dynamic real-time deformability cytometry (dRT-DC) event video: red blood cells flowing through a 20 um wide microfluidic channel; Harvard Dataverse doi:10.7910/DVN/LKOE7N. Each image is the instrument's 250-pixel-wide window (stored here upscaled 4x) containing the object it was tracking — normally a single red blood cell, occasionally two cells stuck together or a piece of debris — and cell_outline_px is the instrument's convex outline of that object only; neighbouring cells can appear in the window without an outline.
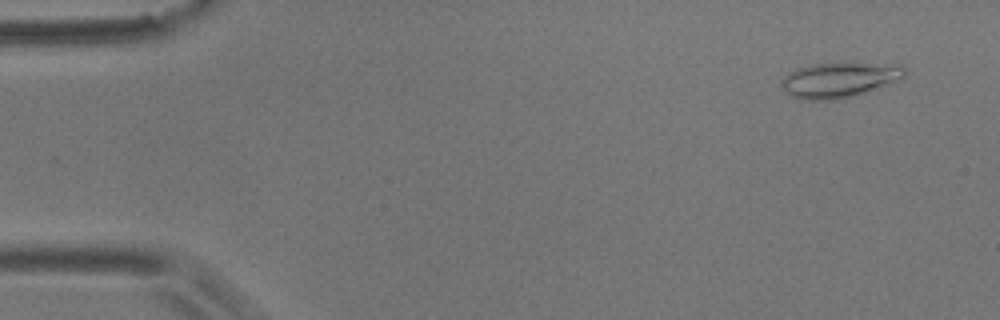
{"species": "common noctule bat (a hibernating species)", "species_latin": "Nyctalus noctula", "temperature_condition": "room temperature", "stored_images_in_passage": 7, "camera_frame_rate_fps": 3000, "um_per_image_px": 0.085, "animal": {"sex": "male", "body_mass_g": 17.9}, "frame": {"image": 1, "passage_image": 2, "time_ms": 0.333, "image_size_px": [1000, 320], "cell_outline_px": [[908, 72], [904, 76], [880, 88], [868, 92], [852, 96], [832, 100], [800, 100], [792, 96], [780, 84], [784, 76], [796, 68], [812, 64], [844, 60], [856, 60], [900, 64]], "centroid_in_image_um": [71.4, 6.72], "position_along_channel_um": 13.6, "area_um2": 26.41}}
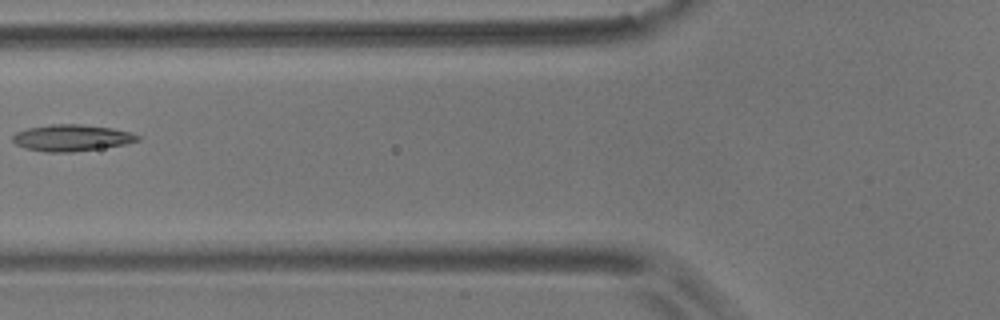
{"frame": {"image": 2, "passage_image": 6, "time_ms": 1.667, "image_size_px": [1000, 320], "cell_outline_px": [[140, 140], [124, 144], [100, 148], [72, 152], [48, 152], [24, 148], [16, 144], [12, 140], [12, 136], [16, 132], [28, 128], [52, 124], [80, 124], [112, 128], [132, 132], [140, 136]], "centroid_in_image_um": [6.09, 11.71], "position_along_channel_um": 119.7, "area_um2": 19.25}}
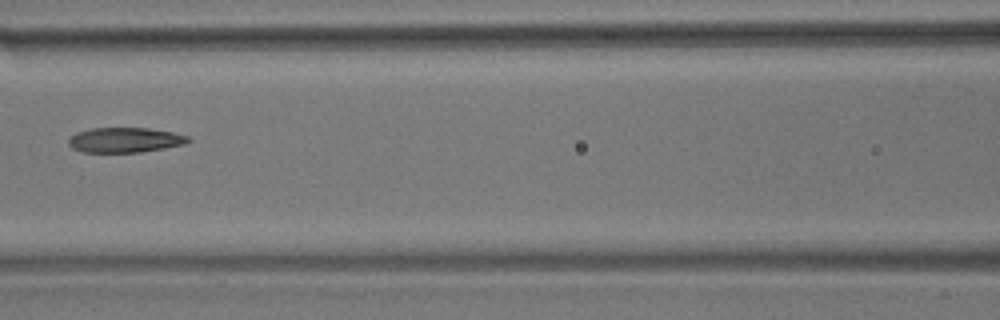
{"frame": {"image": 3, "passage_image": 7, "time_ms": 2.0, "image_size_px": [1000, 320], "cell_outline_px": [[192, 140], [184, 144], [164, 148], [140, 152], [84, 152], [72, 148], [68, 144], [68, 140], [76, 132], [92, 128], [148, 128], [172, 132], [188, 136]], "centroid_in_image_um": [10.62, 11.9], "position_along_channel_um": 156.0, "area_um2": 17.34}}